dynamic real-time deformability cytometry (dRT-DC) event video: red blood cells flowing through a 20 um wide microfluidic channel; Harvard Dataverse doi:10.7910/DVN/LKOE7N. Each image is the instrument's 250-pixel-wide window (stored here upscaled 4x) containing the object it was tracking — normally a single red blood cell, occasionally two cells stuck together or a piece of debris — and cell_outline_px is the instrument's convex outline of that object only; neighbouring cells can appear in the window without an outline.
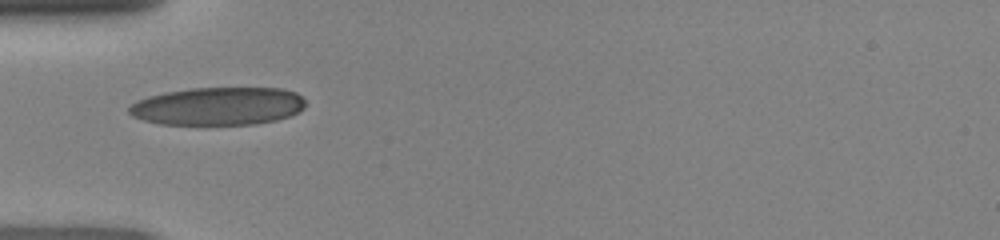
{"species": "human", "species_latin": "Homo sapiens", "temperature_condition": "room temperature", "stored_images_in_passage": 33, "camera_frame_rate_fps": 3000, "um_per_image_px": 0.085, "donor": {"sex": "female"}, "frame": {"image": 1, "passage_image": 1, "time_ms": 0.0, "image_size_px": [1000, 240], "cell_outline_px": [[304, 108], [300, 112], [292, 116], [276, 120], [252, 124], [160, 124], [144, 120], [132, 116], [128, 112], [128, 108], [136, 100], [148, 96], [168, 92], [192, 88], [284, 88], [296, 92], [304, 100]], "centroid_in_image_um": [18.55, 9.02], "position_along_channel_um": 66.4, "area_um2": 39.07}}
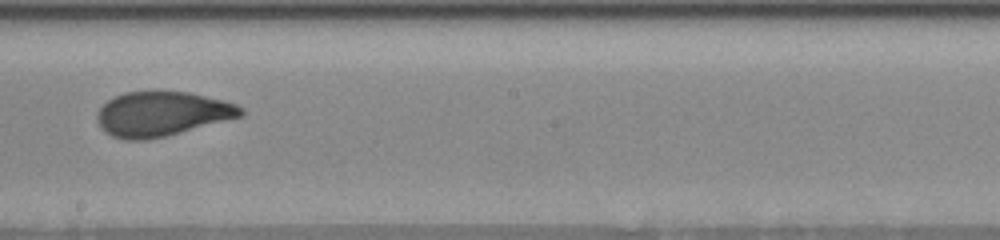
{"frame": {"image": 2, "passage_image": 13, "time_ms": 4.0, "image_size_px": [1000, 240], "cell_outline_px": [[244, 116], [168, 136], [148, 140], [124, 140], [112, 136], [104, 132], [100, 128], [96, 116], [96, 112], [108, 100], [124, 92], [152, 88], [156, 88], [188, 92], [224, 100], [236, 104], [244, 108]], "centroid_in_image_um": [13.76, 9.65], "position_along_channel_um": 234.4, "area_um2": 38.61}}
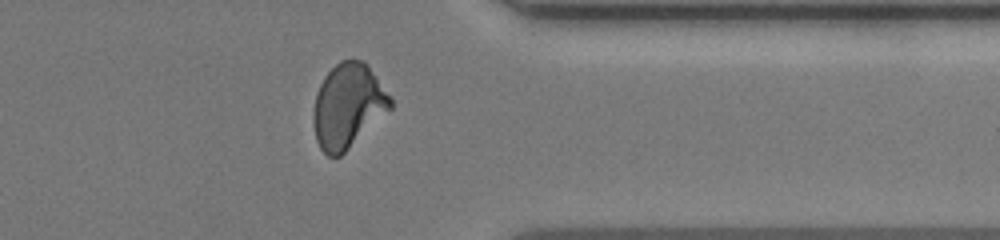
{"frame": {"image": 3, "passage_image": 24, "time_ms": 7.667, "image_size_px": [1000, 240], "cell_outline_px": [[392, 108], [340, 156], [328, 156], [320, 148], [316, 140], [312, 120], [312, 112], [316, 92], [324, 76], [340, 60], [364, 60], [368, 64], [392, 100]], "centroid_in_image_um": [29.55, 8.99], "position_along_channel_um": 381.9, "area_um2": 37.74}}